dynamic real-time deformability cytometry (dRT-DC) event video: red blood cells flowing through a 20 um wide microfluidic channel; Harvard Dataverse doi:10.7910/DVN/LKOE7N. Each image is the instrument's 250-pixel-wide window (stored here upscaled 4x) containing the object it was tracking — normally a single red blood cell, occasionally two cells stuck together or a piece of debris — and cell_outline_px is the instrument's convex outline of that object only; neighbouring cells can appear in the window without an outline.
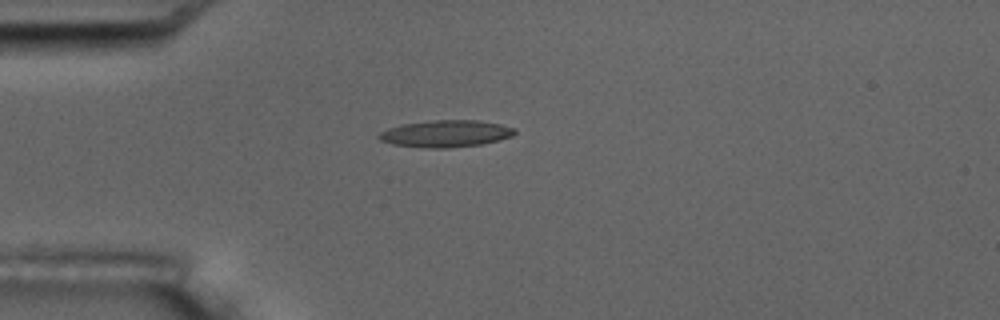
{"species": "common noctule bat (a hibernating species)", "species_latin": "Nyctalus noctula", "temperature_condition": "room temperature", "stored_images_in_passage": 4, "camera_frame_rate_fps": 3000, "um_per_image_px": 0.085, "animal": {"sex": "male", "body_mass_g": 17.5, "forearm_length_mm": 52.3}, "frame": {"image": 1, "passage_image": 4, "time_ms": 4.333, "image_size_px": [1000, 320], "cell_outline_px": [[516, 132], [512, 136], [480, 144], [448, 148], [428, 148], [392, 144], [380, 140], [376, 136], [380, 132], [388, 128], [404, 124], [432, 120], [480, 120], [500, 124], [516, 128]], "centroid_in_image_um": [37.88, 11.35], "position_along_channel_um": 47.1, "area_um2": 21.21}}